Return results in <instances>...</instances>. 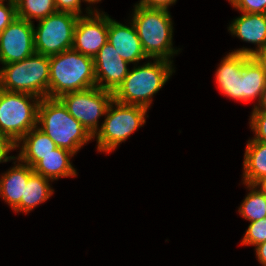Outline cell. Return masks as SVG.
<instances>
[{"mask_svg": "<svg viewBox=\"0 0 266 266\" xmlns=\"http://www.w3.org/2000/svg\"><path fill=\"white\" fill-rule=\"evenodd\" d=\"M37 125L57 147L67 149L74 154L94 139L87 129L69 114L59 98L45 97L40 100Z\"/></svg>", "mask_w": 266, "mask_h": 266, "instance_id": "6da1fadb", "label": "cell"}, {"mask_svg": "<svg viewBox=\"0 0 266 266\" xmlns=\"http://www.w3.org/2000/svg\"><path fill=\"white\" fill-rule=\"evenodd\" d=\"M49 60V98L96 87L94 58L69 49Z\"/></svg>", "mask_w": 266, "mask_h": 266, "instance_id": "7a4b0ae2", "label": "cell"}, {"mask_svg": "<svg viewBox=\"0 0 266 266\" xmlns=\"http://www.w3.org/2000/svg\"><path fill=\"white\" fill-rule=\"evenodd\" d=\"M154 62L134 65L113 93V99L127 105H138L151 108L153 95L156 94L175 72L173 63L164 59H153Z\"/></svg>", "mask_w": 266, "mask_h": 266, "instance_id": "3957f363", "label": "cell"}, {"mask_svg": "<svg viewBox=\"0 0 266 266\" xmlns=\"http://www.w3.org/2000/svg\"><path fill=\"white\" fill-rule=\"evenodd\" d=\"M133 12L131 21L148 59H164L173 62L171 56L173 58L180 50L173 48V23L170 12L138 4L134 5Z\"/></svg>", "mask_w": 266, "mask_h": 266, "instance_id": "277c9868", "label": "cell"}, {"mask_svg": "<svg viewBox=\"0 0 266 266\" xmlns=\"http://www.w3.org/2000/svg\"><path fill=\"white\" fill-rule=\"evenodd\" d=\"M49 56L34 53L0 68V89L27 93L40 99L49 97Z\"/></svg>", "mask_w": 266, "mask_h": 266, "instance_id": "5b68a950", "label": "cell"}, {"mask_svg": "<svg viewBox=\"0 0 266 266\" xmlns=\"http://www.w3.org/2000/svg\"><path fill=\"white\" fill-rule=\"evenodd\" d=\"M147 111L145 107L122 104L113 99L106 111L105 120L94 136L97 150L105 153L115 150L146 123Z\"/></svg>", "mask_w": 266, "mask_h": 266, "instance_id": "8992f818", "label": "cell"}, {"mask_svg": "<svg viewBox=\"0 0 266 266\" xmlns=\"http://www.w3.org/2000/svg\"><path fill=\"white\" fill-rule=\"evenodd\" d=\"M40 98L0 89V133L14 144L37 127Z\"/></svg>", "mask_w": 266, "mask_h": 266, "instance_id": "52a82bcc", "label": "cell"}, {"mask_svg": "<svg viewBox=\"0 0 266 266\" xmlns=\"http://www.w3.org/2000/svg\"><path fill=\"white\" fill-rule=\"evenodd\" d=\"M78 18L75 14L57 11L39 20L33 29L36 53L52 56L72 49Z\"/></svg>", "mask_w": 266, "mask_h": 266, "instance_id": "ba28073f", "label": "cell"}, {"mask_svg": "<svg viewBox=\"0 0 266 266\" xmlns=\"http://www.w3.org/2000/svg\"><path fill=\"white\" fill-rule=\"evenodd\" d=\"M70 115L79 121L94 137L99 131L98 122L113 101V93L98 87L66 93L59 97Z\"/></svg>", "mask_w": 266, "mask_h": 266, "instance_id": "9c48e42d", "label": "cell"}, {"mask_svg": "<svg viewBox=\"0 0 266 266\" xmlns=\"http://www.w3.org/2000/svg\"><path fill=\"white\" fill-rule=\"evenodd\" d=\"M86 15L77 20L72 49L94 58L108 42L109 15L98 12L91 6L86 8ZM88 15V16H87Z\"/></svg>", "mask_w": 266, "mask_h": 266, "instance_id": "30bf717a", "label": "cell"}, {"mask_svg": "<svg viewBox=\"0 0 266 266\" xmlns=\"http://www.w3.org/2000/svg\"><path fill=\"white\" fill-rule=\"evenodd\" d=\"M34 23L15 17L0 33V63L2 65L21 61L35 51Z\"/></svg>", "mask_w": 266, "mask_h": 266, "instance_id": "8fae6325", "label": "cell"}, {"mask_svg": "<svg viewBox=\"0 0 266 266\" xmlns=\"http://www.w3.org/2000/svg\"><path fill=\"white\" fill-rule=\"evenodd\" d=\"M128 65L107 42L94 57L96 87L114 93L128 75Z\"/></svg>", "mask_w": 266, "mask_h": 266, "instance_id": "7c38bea8", "label": "cell"}, {"mask_svg": "<svg viewBox=\"0 0 266 266\" xmlns=\"http://www.w3.org/2000/svg\"><path fill=\"white\" fill-rule=\"evenodd\" d=\"M241 13L242 15L233 19L228 30L234 37L253 43L257 47H243L232 52L251 56L255 51L266 47V14Z\"/></svg>", "mask_w": 266, "mask_h": 266, "instance_id": "4fadbf2b", "label": "cell"}, {"mask_svg": "<svg viewBox=\"0 0 266 266\" xmlns=\"http://www.w3.org/2000/svg\"><path fill=\"white\" fill-rule=\"evenodd\" d=\"M108 43L111 44L124 61L139 63L142 59H147L143 51L137 30L131 21L129 25L121 24L109 17Z\"/></svg>", "mask_w": 266, "mask_h": 266, "instance_id": "5bb4252c", "label": "cell"}, {"mask_svg": "<svg viewBox=\"0 0 266 266\" xmlns=\"http://www.w3.org/2000/svg\"><path fill=\"white\" fill-rule=\"evenodd\" d=\"M251 56L229 52L216 69L215 80L223 95L240 101L242 67Z\"/></svg>", "mask_w": 266, "mask_h": 266, "instance_id": "9a60e30c", "label": "cell"}, {"mask_svg": "<svg viewBox=\"0 0 266 266\" xmlns=\"http://www.w3.org/2000/svg\"><path fill=\"white\" fill-rule=\"evenodd\" d=\"M14 159L15 162L13 163L15 165L0 178V196L12 209L24 198L28 178L34 172L33 168L23 163L19 158L14 157Z\"/></svg>", "mask_w": 266, "mask_h": 266, "instance_id": "2e32d148", "label": "cell"}, {"mask_svg": "<svg viewBox=\"0 0 266 266\" xmlns=\"http://www.w3.org/2000/svg\"><path fill=\"white\" fill-rule=\"evenodd\" d=\"M18 147L20 152L17 158L33 168L42 160V156L51 153L57 145L41 129L35 127L16 143V149Z\"/></svg>", "mask_w": 266, "mask_h": 266, "instance_id": "e0dca14e", "label": "cell"}, {"mask_svg": "<svg viewBox=\"0 0 266 266\" xmlns=\"http://www.w3.org/2000/svg\"><path fill=\"white\" fill-rule=\"evenodd\" d=\"M75 154L67 149L57 147L48 155L42 156L33 171L51 180L63 177H75L77 175L70 159Z\"/></svg>", "mask_w": 266, "mask_h": 266, "instance_id": "ac0fdd59", "label": "cell"}, {"mask_svg": "<svg viewBox=\"0 0 266 266\" xmlns=\"http://www.w3.org/2000/svg\"><path fill=\"white\" fill-rule=\"evenodd\" d=\"M243 184L254 185L266 177V142L248 140L243 161Z\"/></svg>", "mask_w": 266, "mask_h": 266, "instance_id": "d6986e66", "label": "cell"}, {"mask_svg": "<svg viewBox=\"0 0 266 266\" xmlns=\"http://www.w3.org/2000/svg\"><path fill=\"white\" fill-rule=\"evenodd\" d=\"M49 181L51 180L33 172L28 178L24 190V198L21 199V202L13 209V211L16 213L24 212L27 214L36 206L48 200L54 192Z\"/></svg>", "mask_w": 266, "mask_h": 266, "instance_id": "ffe728a7", "label": "cell"}, {"mask_svg": "<svg viewBox=\"0 0 266 266\" xmlns=\"http://www.w3.org/2000/svg\"><path fill=\"white\" fill-rule=\"evenodd\" d=\"M265 86L266 74L254 59L250 57L242 67L240 101L248 102L257 98L259 102Z\"/></svg>", "mask_w": 266, "mask_h": 266, "instance_id": "44dd1931", "label": "cell"}, {"mask_svg": "<svg viewBox=\"0 0 266 266\" xmlns=\"http://www.w3.org/2000/svg\"><path fill=\"white\" fill-rule=\"evenodd\" d=\"M250 191L246 196L238 212L250 222L258 221L266 217V197L254 185L244 184Z\"/></svg>", "mask_w": 266, "mask_h": 266, "instance_id": "7402d4cb", "label": "cell"}, {"mask_svg": "<svg viewBox=\"0 0 266 266\" xmlns=\"http://www.w3.org/2000/svg\"><path fill=\"white\" fill-rule=\"evenodd\" d=\"M16 16L33 22L57 12L54 0H15Z\"/></svg>", "mask_w": 266, "mask_h": 266, "instance_id": "603a6c76", "label": "cell"}, {"mask_svg": "<svg viewBox=\"0 0 266 266\" xmlns=\"http://www.w3.org/2000/svg\"><path fill=\"white\" fill-rule=\"evenodd\" d=\"M266 241V217L250 222L240 244L256 246Z\"/></svg>", "mask_w": 266, "mask_h": 266, "instance_id": "cb8c5ba5", "label": "cell"}, {"mask_svg": "<svg viewBox=\"0 0 266 266\" xmlns=\"http://www.w3.org/2000/svg\"><path fill=\"white\" fill-rule=\"evenodd\" d=\"M233 8L243 13L266 14V0H228Z\"/></svg>", "mask_w": 266, "mask_h": 266, "instance_id": "d4e9b609", "label": "cell"}, {"mask_svg": "<svg viewBox=\"0 0 266 266\" xmlns=\"http://www.w3.org/2000/svg\"><path fill=\"white\" fill-rule=\"evenodd\" d=\"M249 124L255 134L252 140L266 142V112H252Z\"/></svg>", "mask_w": 266, "mask_h": 266, "instance_id": "484cf974", "label": "cell"}, {"mask_svg": "<svg viewBox=\"0 0 266 266\" xmlns=\"http://www.w3.org/2000/svg\"><path fill=\"white\" fill-rule=\"evenodd\" d=\"M5 0H0V33L14 20L16 17L15 0H8L5 5ZM7 2V0H6Z\"/></svg>", "mask_w": 266, "mask_h": 266, "instance_id": "4316f807", "label": "cell"}, {"mask_svg": "<svg viewBox=\"0 0 266 266\" xmlns=\"http://www.w3.org/2000/svg\"><path fill=\"white\" fill-rule=\"evenodd\" d=\"M85 0H54L58 12H69L77 16H82L81 2Z\"/></svg>", "mask_w": 266, "mask_h": 266, "instance_id": "83f0119b", "label": "cell"}, {"mask_svg": "<svg viewBox=\"0 0 266 266\" xmlns=\"http://www.w3.org/2000/svg\"><path fill=\"white\" fill-rule=\"evenodd\" d=\"M16 149L14 144L6 135L0 133V163L14 160L15 156H8L11 150Z\"/></svg>", "mask_w": 266, "mask_h": 266, "instance_id": "f1b7e54d", "label": "cell"}, {"mask_svg": "<svg viewBox=\"0 0 266 266\" xmlns=\"http://www.w3.org/2000/svg\"><path fill=\"white\" fill-rule=\"evenodd\" d=\"M176 1L177 0H140L137 4L147 8L169 10V6L175 4Z\"/></svg>", "mask_w": 266, "mask_h": 266, "instance_id": "f546056e", "label": "cell"}, {"mask_svg": "<svg viewBox=\"0 0 266 266\" xmlns=\"http://www.w3.org/2000/svg\"><path fill=\"white\" fill-rule=\"evenodd\" d=\"M251 57L260 66L263 72L266 74V47L255 51Z\"/></svg>", "mask_w": 266, "mask_h": 266, "instance_id": "4dcf8cb0", "label": "cell"}, {"mask_svg": "<svg viewBox=\"0 0 266 266\" xmlns=\"http://www.w3.org/2000/svg\"><path fill=\"white\" fill-rule=\"evenodd\" d=\"M256 257L259 263L266 266V241L255 246Z\"/></svg>", "mask_w": 266, "mask_h": 266, "instance_id": "1f68e13d", "label": "cell"}, {"mask_svg": "<svg viewBox=\"0 0 266 266\" xmlns=\"http://www.w3.org/2000/svg\"><path fill=\"white\" fill-rule=\"evenodd\" d=\"M257 105H254L252 112H266V86L262 91L261 97Z\"/></svg>", "mask_w": 266, "mask_h": 266, "instance_id": "d6a6232c", "label": "cell"}, {"mask_svg": "<svg viewBox=\"0 0 266 266\" xmlns=\"http://www.w3.org/2000/svg\"><path fill=\"white\" fill-rule=\"evenodd\" d=\"M254 186L259 189L266 197V177L262 178L261 180L257 181Z\"/></svg>", "mask_w": 266, "mask_h": 266, "instance_id": "836d02e7", "label": "cell"}, {"mask_svg": "<svg viewBox=\"0 0 266 266\" xmlns=\"http://www.w3.org/2000/svg\"><path fill=\"white\" fill-rule=\"evenodd\" d=\"M88 4H95V3H98V2H101V0H85Z\"/></svg>", "mask_w": 266, "mask_h": 266, "instance_id": "e575fe53", "label": "cell"}]
</instances>
